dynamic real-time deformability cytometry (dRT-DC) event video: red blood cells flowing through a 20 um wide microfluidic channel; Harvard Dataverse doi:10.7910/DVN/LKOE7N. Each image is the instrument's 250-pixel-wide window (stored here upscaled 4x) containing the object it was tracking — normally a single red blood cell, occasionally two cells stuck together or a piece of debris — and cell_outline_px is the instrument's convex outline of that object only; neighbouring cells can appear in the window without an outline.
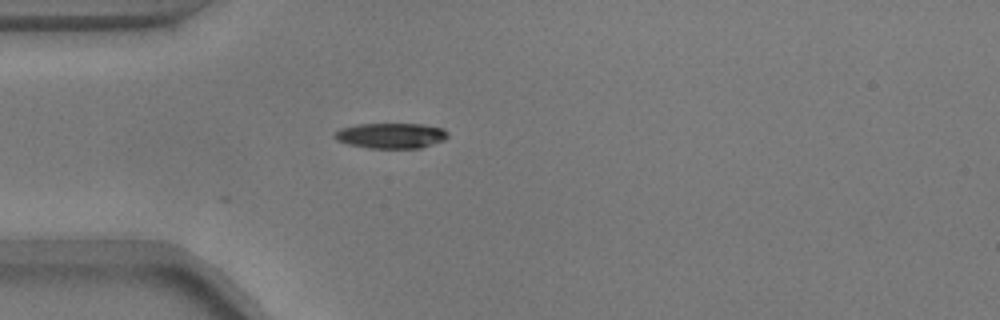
{"species": "common noctule bat (a hibernating species)", "species_latin": "Nyctalus noctula", "temperature_condition": "warm", "stored_images_in_passage": 10, "camera_frame_rate_fps": 3000, "um_per_image_px": 0.085, "animal": {"sex": "male", "body_mass_g": 17.9}, "frame": {"image": 1, "passage_image": 1, "time_ms": 0.0, "image_size_px": [1000, 320], "cell_outline_px": [[448, 136], [444, 140], [420, 148], [368, 148], [348, 144], [336, 140], [332, 136], [340, 128], [356, 124], [424, 124], [444, 128], [448, 132]], "centroid_in_image_um": [33.23, 11.52], "position_along_channel_um": 51.8, "area_um2": 16.88}}